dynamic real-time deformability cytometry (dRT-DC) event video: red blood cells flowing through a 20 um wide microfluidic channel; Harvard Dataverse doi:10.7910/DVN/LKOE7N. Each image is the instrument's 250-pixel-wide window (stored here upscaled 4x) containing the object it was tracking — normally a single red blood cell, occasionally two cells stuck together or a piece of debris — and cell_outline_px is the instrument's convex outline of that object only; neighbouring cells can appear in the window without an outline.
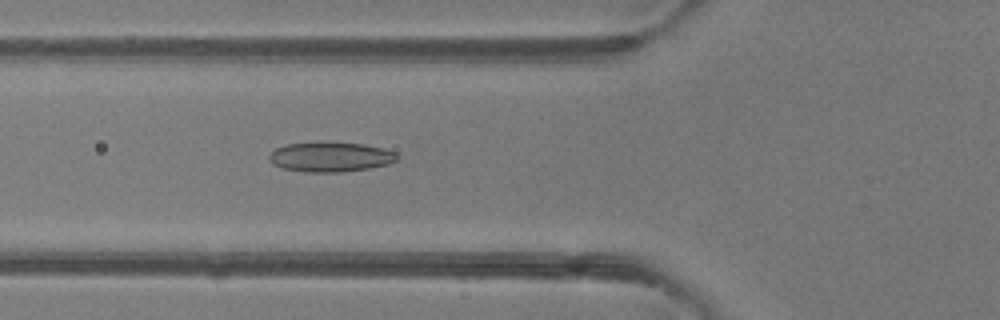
{"species": "common noctule bat (a hibernating species)", "species_latin": "Nyctalus noctula", "temperature_condition": "room temperature", "stored_images_in_passage": 48, "camera_frame_rate_fps": 3000, "um_per_image_px": 0.085, "animal": {"sex": "female"}, "frame": {"image": 1, "passage_image": 17, "time_ms": 5.333, "image_size_px": [1000, 320], "cell_outline_px": [[400, 156], [396, 160], [388, 164], [368, 168], [340, 172], [304, 172], [284, 168], [272, 164], [268, 160], [268, 156], [276, 148], [288, 144], [364, 144], [384, 148], [396, 152]], "centroid_in_image_um": [28.11, 13.37], "position_along_channel_um": 97.7, "area_um2": 21.62}}
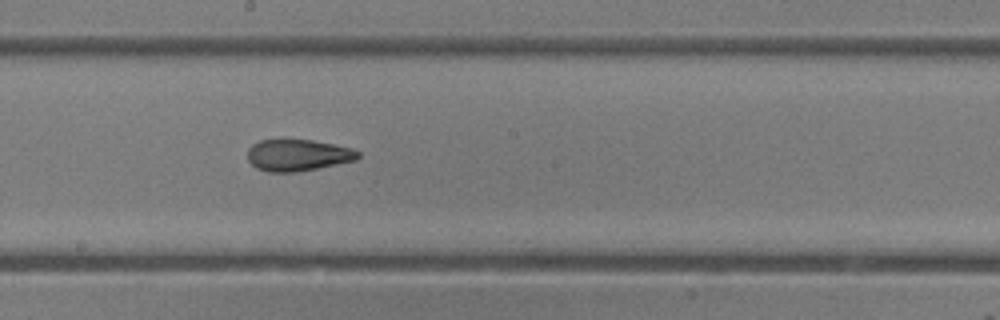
{"frame": {"image": 2, "passage_image": 26, "time_ms": 8.333, "image_size_px": [1000, 320], "cell_outline_px": [[360, 156], [356, 160], [296, 172], [268, 172], [256, 168], [248, 160], [248, 148], [252, 144], [260, 140], [280, 136], [312, 140], [352, 148], [360, 152]], "centroid_in_image_um": [25.26, 13.14], "position_along_channel_um": 222.9, "area_um2": 20.98}}
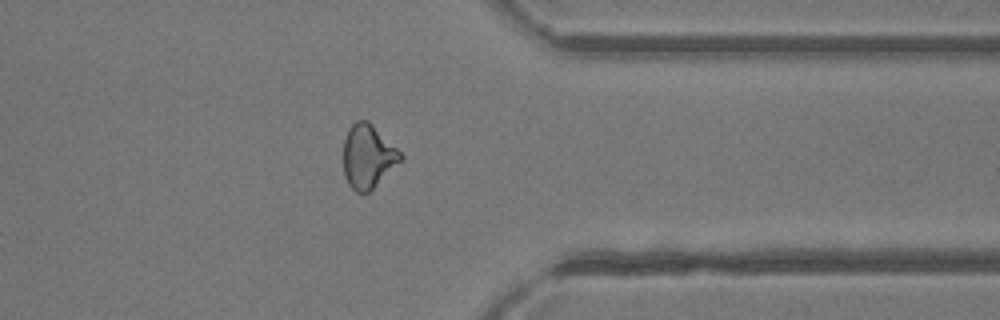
{"frame": {"image": 3, "passage_image": 38, "time_ms": 12.333, "image_size_px": [1000, 320], "cell_outline_px": [[404, 156], [368, 192], [356, 192], [348, 184], [344, 176], [344, 140], [348, 128], [356, 120], [368, 120]], "centroid_in_image_um": [31.23, 13.27], "position_along_channel_um": 380.2, "area_um2": 20.63}, "authors_computed_cell_mechanics": {"area_um2": 21.675, "velocity_mm_per_s": 4.1527, "shape_relaxation_time_tau1_ms": 6.7415, "shape_relaxation_time_tau2_ms": 2.1986, "deformation_change_tau1": 0.1743, "deformation_change_tau2": 0.0922}}